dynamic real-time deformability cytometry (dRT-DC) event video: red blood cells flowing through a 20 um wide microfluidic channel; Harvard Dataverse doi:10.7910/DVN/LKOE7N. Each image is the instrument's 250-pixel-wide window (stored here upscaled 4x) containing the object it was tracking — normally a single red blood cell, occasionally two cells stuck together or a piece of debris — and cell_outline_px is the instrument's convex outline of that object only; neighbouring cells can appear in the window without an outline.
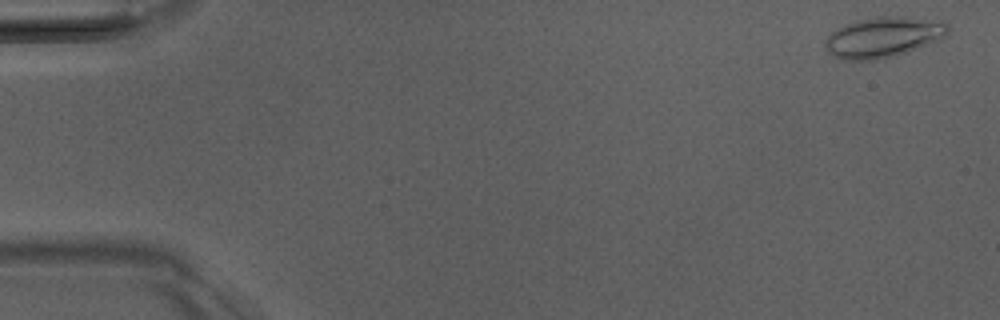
{"species": "Egyptian fruit bat (a non-hibernating species)", "species_latin": "Rousettus aegyptiacus", "temperature_condition": "room temperature", "stored_images_in_passage": 46, "camera_frame_rate_fps": 3000, "um_per_image_px": 0.085, "animal": {"sex": "male"}, "frame": {"image": 1, "passage_image": 2, "time_ms": 0.333, "image_size_px": [1000, 320], "cell_outline_px": [[948, 36], [940, 40], [892, 56], [876, 60], [844, 60], [828, 52], [824, 44], [828, 36], [836, 28], [856, 20], [880, 16], [904, 16], [944, 20], [948, 24]], "centroid_in_image_um": [75.12, 3.13], "position_along_channel_um": 9.9, "area_um2": 29.07}}
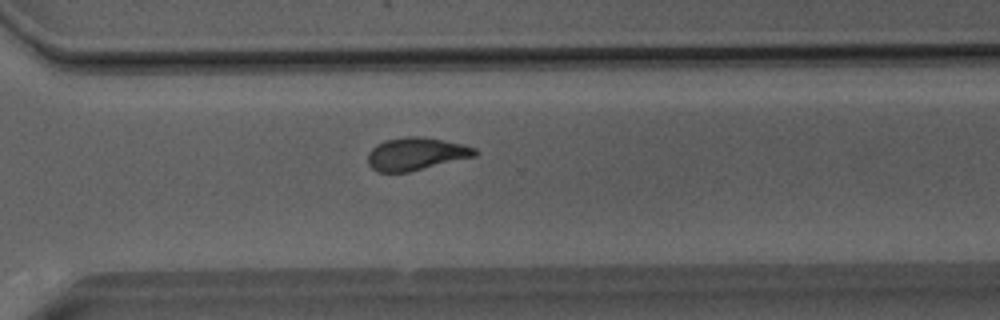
{"frame": {"image": 2, "passage_image": 37, "time_ms": 12.0, "image_size_px": [1000, 320], "cell_outline_px": [[480, 152], [476, 156], [408, 172], [376, 172], [368, 164], [368, 152], [376, 144], [384, 140], [408, 136], [420, 136], [444, 140], [464, 144], [476, 148]], "centroid_in_image_um": [35.37, 13.07], "position_along_channel_um": 335.2, "area_um2": 20.58}}
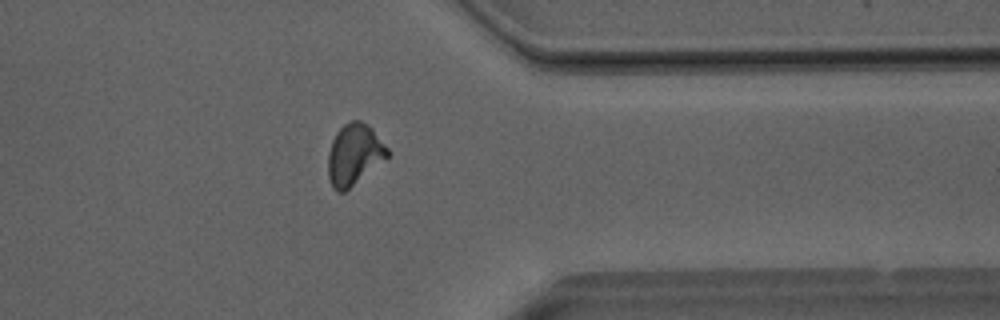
{"frame": {"image": 3, "passage_image": 41, "time_ms": 13.333, "image_size_px": [1000, 320], "cell_outline_px": [[392, 152], [388, 156], [344, 192], [336, 192], [332, 188], [328, 176], [328, 152], [332, 140], [336, 132], [344, 124], [352, 120], [360, 120], [368, 124], [372, 128]], "centroid_in_image_um": [30.1, 13.11], "position_along_channel_um": 381.3, "area_um2": 21.15}}